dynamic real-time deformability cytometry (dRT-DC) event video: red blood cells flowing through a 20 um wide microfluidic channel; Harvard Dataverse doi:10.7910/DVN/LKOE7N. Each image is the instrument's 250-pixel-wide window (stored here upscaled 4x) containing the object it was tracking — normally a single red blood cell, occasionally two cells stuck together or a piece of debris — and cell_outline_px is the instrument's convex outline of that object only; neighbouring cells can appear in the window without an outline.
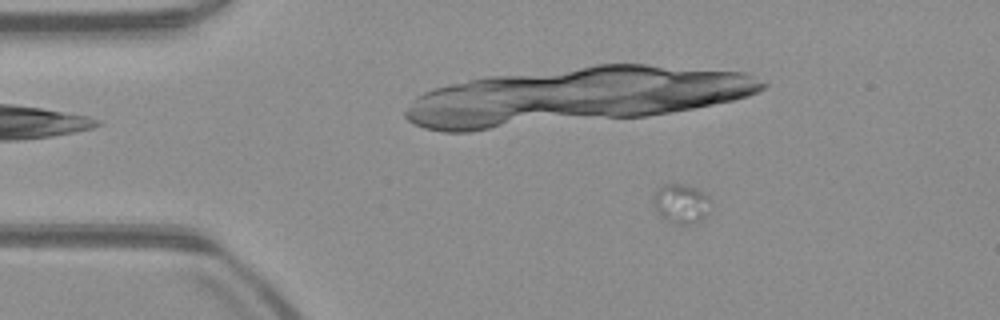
{"species": "common noctule bat (a hibernating species)", "species_latin": "Nyctalus noctula", "temperature_condition": "warm", "stored_images_in_passage": 24, "camera_frame_rate_fps": 3000, "um_per_image_px": 0.085, "animal": {"sex": "male", "body_mass_g": 23.1, "forearm_length_mm": 52.7}, "frame": {"image": 1, "passage_image": 11, "time_ms": 3.333, "image_size_px": [1000, 320], "cell_outline_px": [[712, 200], [708, 212], [700, 220], [692, 224], [672, 224], [664, 220], [656, 208], [652, 200], [652, 196], [656, 188], [664, 184], [688, 184], [704, 192]], "centroid_in_image_um": [57.89, 17.29], "position_along_channel_um": 27.1, "area_um2": 13.47}}